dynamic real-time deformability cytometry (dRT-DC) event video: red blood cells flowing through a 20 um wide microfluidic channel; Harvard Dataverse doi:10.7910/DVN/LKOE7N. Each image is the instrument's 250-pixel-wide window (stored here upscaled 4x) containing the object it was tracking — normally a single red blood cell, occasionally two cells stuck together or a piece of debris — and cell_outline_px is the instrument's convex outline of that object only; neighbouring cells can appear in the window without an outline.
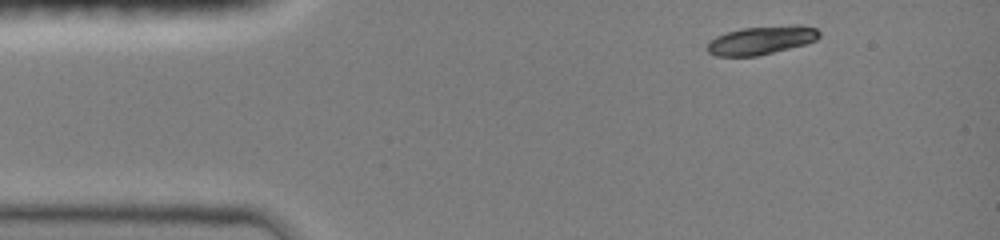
{"species": "common noctule bat (a hibernating species)", "species_latin": "Nyctalus noctula", "temperature_condition": "room temperature", "stored_images_in_passage": 40, "camera_frame_rate_fps": 3000, "um_per_image_px": 0.085, "animal": {"sex": "female", "body_mass_g": 19.0, "forearm_length_mm": 51.5}, "frame": {"image": 1, "passage_image": 1, "time_ms": 0.0, "image_size_px": [1000, 240], "cell_outline_px": [[820, 36], [816, 40], [804, 44], [756, 56], [716, 56], [708, 52], [708, 44], [716, 36], [728, 32], [744, 28], [792, 24], [800, 24], [816, 28], [820, 32]], "centroid_in_image_um": [64.75, 3.4], "position_along_channel_um": 20.2, "area_um2": 18.38}}
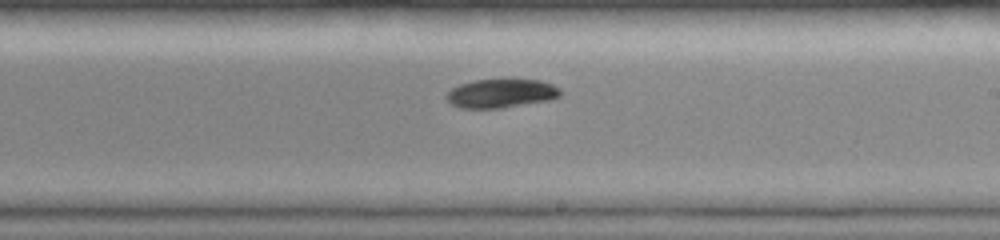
{"frame": {"image": 2, "passage_image": 23, "time_ms": 7.333, "image_size_px": [1000, 240], "cell_outline_px": [[560, 96], [552, 100], [500, 108], [460, 108], [452, 104], [444, 96], [452, 88], [460, 84], [472, 80], [508, 76], [540, 80], [552, 84], [560, 88]], "centroid_in_image_um": [42.62, 7.88], "position_along_channel_um": 246.4, "area_um2": 20.06}}
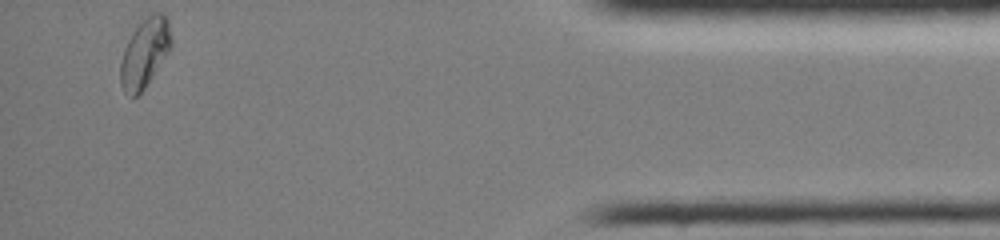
{"frame": {"image": 3, "passage_image": 40, "time_ms": 13.0, "image_size_px": [1000, 240], "cell_outline_px": [[172, 48], [144, 88], [132, 100], [124, 92], [120, 84], [120, 64], [124, 48], [132, 32], [152, 12], [164, 12], [168, 16], [172, 36]], "centroid_in_image_um": [12.33, 4.49], "position_along_channel_um": 422.9, "area_um2": 20.69}, "authors_computed_cell_mechanics": {"area_um2": 19.941, "velocity_mm_per_s": 4.0167, "shape_relaxation_time_tau1_ms": 3.029, "shape_relaxation_time_tau2_ms": null, "deformation_change_tau1": 0.1227, "deformation_change_tau2": null}}